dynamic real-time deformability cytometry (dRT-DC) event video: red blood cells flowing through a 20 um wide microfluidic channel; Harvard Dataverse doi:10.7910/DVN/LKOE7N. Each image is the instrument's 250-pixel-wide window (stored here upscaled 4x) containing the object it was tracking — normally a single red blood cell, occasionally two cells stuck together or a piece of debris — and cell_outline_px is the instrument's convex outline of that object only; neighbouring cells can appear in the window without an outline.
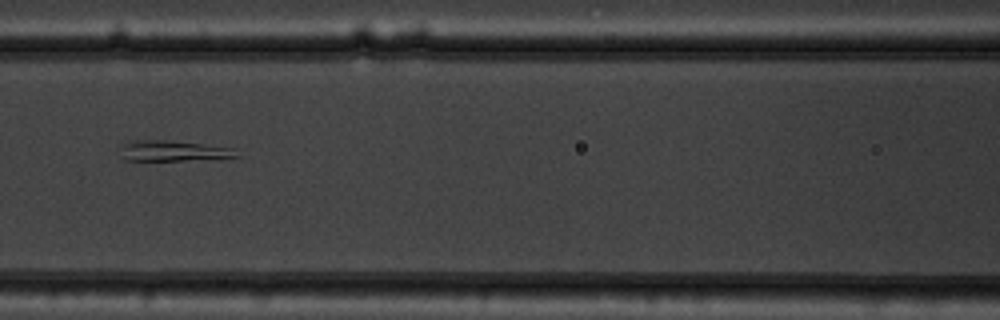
{"species": "common noctule bat (a hibernating species)", "species_latin": "Nyctalus noctula", "temperature_condition": "warm", "stored_images_in_passage": 54, "segment_of_instrument_passage": [2, 2], "camera_frame_rate_fps": 3000, "um_per_image_px": 0.085, "animal": {"sex": "male", "body_mass_g": 19.5, "forearm_length_mm": 54.6}, "frame": {"image": 1, "passage_image": 25, "time_ms": 8.0, "image_size_px": [1000, 320], "cell_outline_px": [[240, 156], [220, 160], [124, 160], [120, 156], [124, 144], [136, 140], [164, 140], [204, 144], [232, 148]], "centroid_in_image_um": [14.82, 12.85], "position_along_channel_um": 151.8, "area_um2": 14.05}}
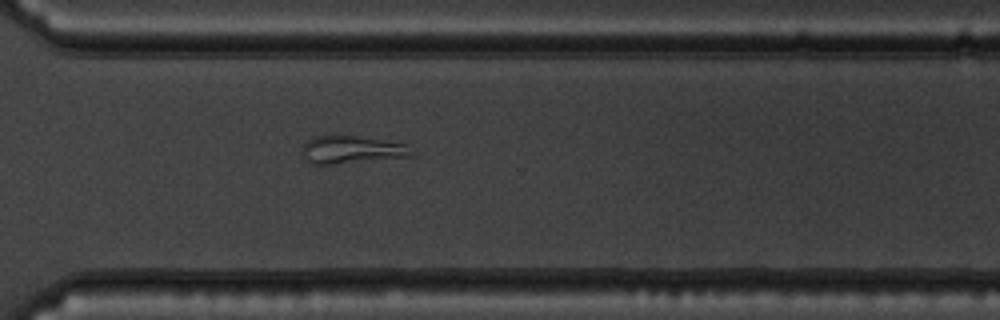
{"frame": {"image": 2, "passage_image": 40, "time_ms": 13.0, "image_size_px": [1000, 320], "cell_outline_px": [[416, 156], [332, 164], [312, 164], [308, 160], [300, 148], [308, 140], [316, 136], [332, 132], [340, 132], [408, 144], [416, 152]], "centroid_in_image_um": [29.94, 12.66], "position_along_channel_um": 340.7, "area_um2": 18.61}}
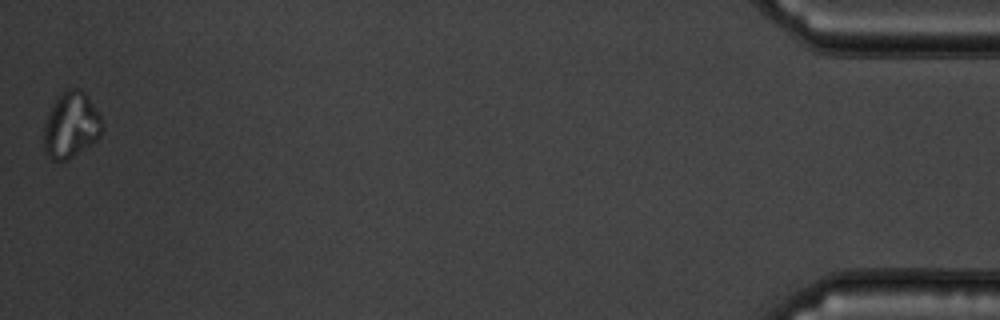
{"frame": {"image": 3, "passage_image": 54, "time_ms": 17.667, "image_size_px": [1000, 320], "cell_outline_px": [[104, 128], [100, 136], [96, 140], [68, 160], [52, 160], [48, 156], [44, 148], [44, 124], [56, 96], [60, 92], [72, 88], [80, 88], [88, 96], [100, 116], [104, 124]], "centroid_in_image_um": [6.05, 10.62], "position_along_channel_um": 429.2, "area_um2": 22.48}}